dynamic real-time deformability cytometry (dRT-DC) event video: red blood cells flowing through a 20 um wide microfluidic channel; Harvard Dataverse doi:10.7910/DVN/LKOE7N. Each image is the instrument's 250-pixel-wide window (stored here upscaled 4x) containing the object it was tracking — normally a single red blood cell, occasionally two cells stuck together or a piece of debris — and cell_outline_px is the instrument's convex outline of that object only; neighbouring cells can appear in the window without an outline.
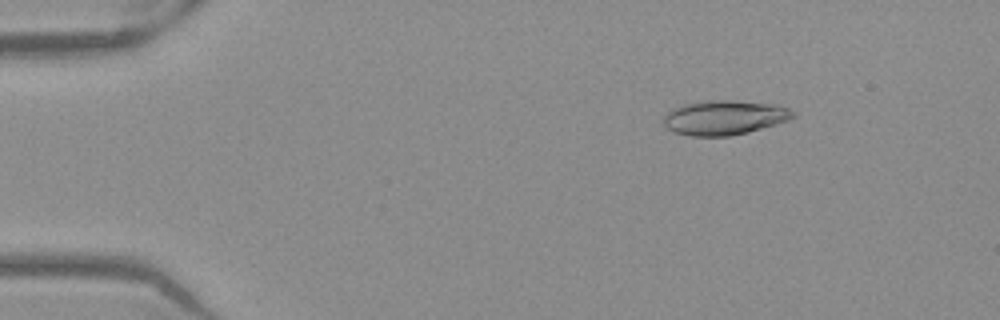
{"species": "Egyptian fruit bat (a non-hibernating species)", "species_latin": "Rousettus aegyptiacus", "temperature_condition": "warm", "stored_images_in_passage": 52, "camera_frame_rate_fps": 3000, "um_per_image_px": 0.085, "frame": {"image": 1, "passage_image": 8, "time_ms": 2.333, "image_size_px": [1000, 320], "cell_outline_px": [[796, 116], [788, 120], [748, 132], [728, 136], [688, 136], [672, 132], [664, 124], [664, 116], [672, 108], [684, 104], [704, 100], [728, 100], [776, 104], [788, 108], [796, 112]], "centroid_in_image_um": [61.56, 9.99], "position_along_channel_um": 23.4, "area_um2": 26.13}}
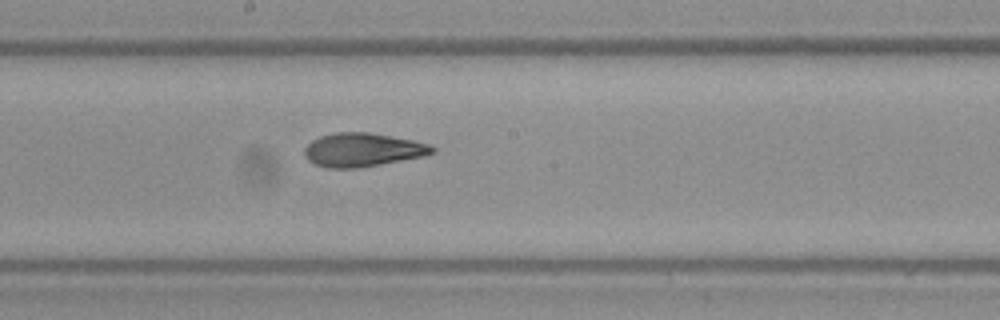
{"frame": {"image": 2, "passage_image": 29, "time_ms": 9.333, "image_size_px": [1000, 320], "cell_outline_px": [[436, 152], [424, 156], [360, 168], [328, 168], [316, 164], [308, 160], [304, 156], [304, 148], [312, 140], [320, 136], [336, 132], [368, 132], [412, 140], [428, 144], [436, 148]], "centroid_in_image_um": [30.81, 12.74], "position_along_channel_um": 217.4, "area_um2": 25.03}}
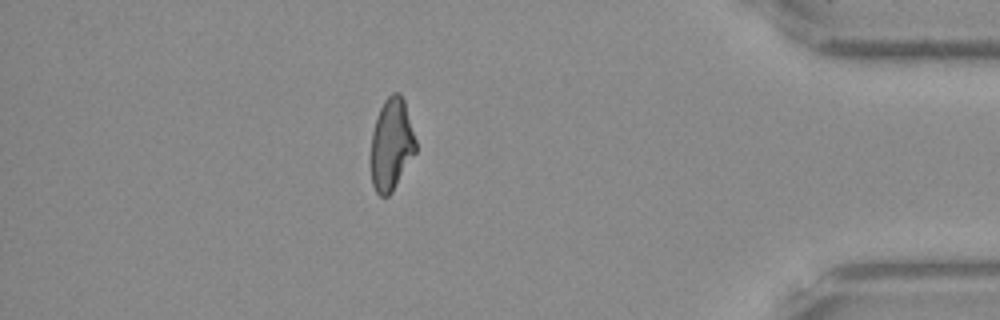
{"frame": {"image": 3, "passage_image": 46, "time_ms": 15.0, "image_size_px": [1000, 320], "cell_outline_px": [[416, 152], [392, 192], [388, 196], [380, 196], [376, 192], [372, 184], [372, 132], [376, 116], [384, 100], [392, 92], [400, 92], [404, 100], [416, 140]], "centroid_in_image_um": [33.28, 12.26], "position_along_channel_um": 401.9, "area_um2": 23.93}, "authors_computed_cell_mechanics": {"area_um2": 25.1719, "velocity_mm_per_s": 3.943, "shape_relaxation_time_tau1_ms": 9.5232, "shape_relaxation_time_tau2_ms": 2.2623, "deformation_change_tau1": 0.2622, "deformation_change_tau2": 0.0908}}